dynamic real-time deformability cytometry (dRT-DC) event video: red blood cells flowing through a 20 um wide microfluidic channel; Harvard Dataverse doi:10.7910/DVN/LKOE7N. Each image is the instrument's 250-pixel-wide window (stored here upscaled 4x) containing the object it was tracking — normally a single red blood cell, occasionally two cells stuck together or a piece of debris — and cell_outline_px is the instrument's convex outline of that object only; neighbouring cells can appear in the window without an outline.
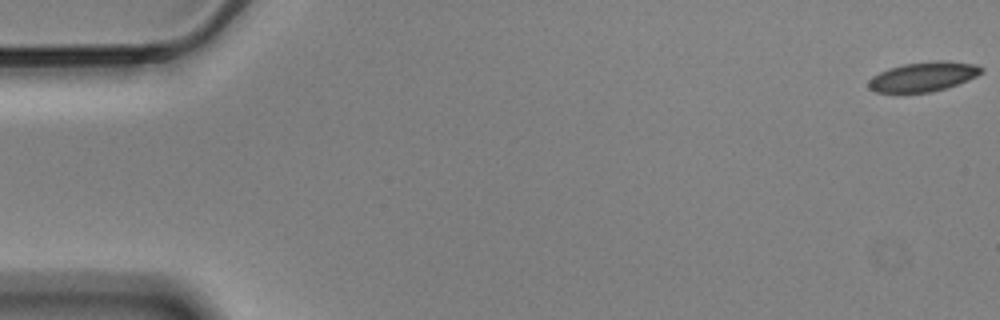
{"species": "Egyptian fruit bat (a non-hibernating species)", "species_latin": "Rousettus aegyptiacus", "temperature_condition": "cold", "stored_images_in_passage": 19, "camera_frame_rate_fps": 3000, "um_per_image_px": 0.085, "animal": {"sex": "male"}, "frame": {"image": 1, "passage_image": 1, "time_ms": 0.0, "image_size_px": [1000, 320], "cell_outline_px": [[984, 72], [968, 80], [948, 88], [932, 92], [876, 92], [868, 88], [868, 80], [872, 76], [888, 68], [904, 64], [940, 60], [944, 60], [972, 64], [984, 68]], "centroid_in_image_um": [78.48, 6.52], "position_along_channel_um": 6.5, "area_um2": 19.42}}
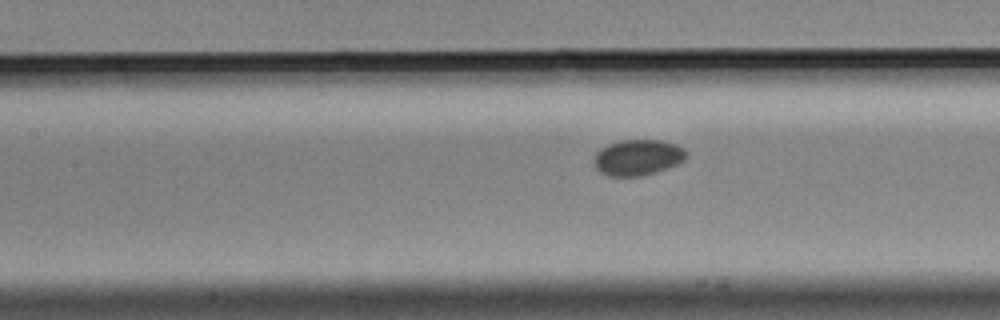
{"frame": {"image": 2, "passage_image": 11, "time_ms": 3.333, "image_size_px": [1000, 320], "cell_outline_px": [[688, 156], [684, 160], [676, 164], [640, 176], [608, 176], [600, 172], [596, 168], [592, 156], [600, 148], [608, 144], [620, 140], [660, 140], [676, 144], [684, 148], [688, 152]], "centroid_in_image_um": [54.18, 13.36], "position_along_channel_um": 153.2, "area_um2": 19.31}}
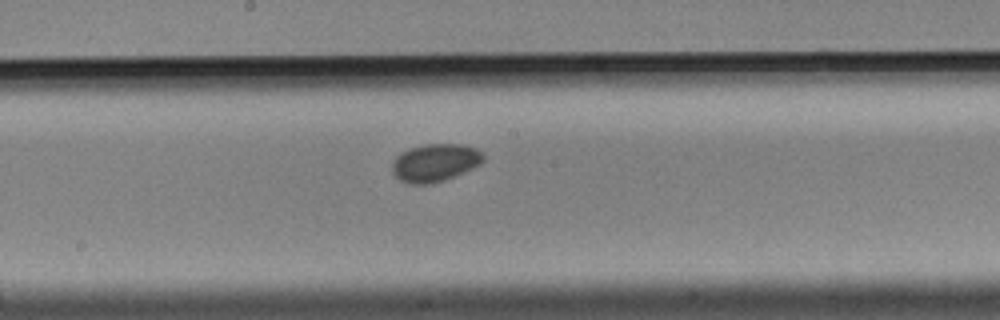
{"frame": {"image": 3, "passage_image": 16, "time_ms": 5.0, "image_size_px": [1000, 320], "cell_outline_px": [[484, 160], [480, 164], [472, 168], [444, 180], [432, 184], [412, 184], [400, 180], [392, 172], [392, 164], [396, 156], [400, 152], [424, 144], [460, 144], [476, 148], [484, 152]], "centroid_in_image_um": [36.98, 13.82], "position_along_channel_um": 211.2, "area_um2": 20.06}}